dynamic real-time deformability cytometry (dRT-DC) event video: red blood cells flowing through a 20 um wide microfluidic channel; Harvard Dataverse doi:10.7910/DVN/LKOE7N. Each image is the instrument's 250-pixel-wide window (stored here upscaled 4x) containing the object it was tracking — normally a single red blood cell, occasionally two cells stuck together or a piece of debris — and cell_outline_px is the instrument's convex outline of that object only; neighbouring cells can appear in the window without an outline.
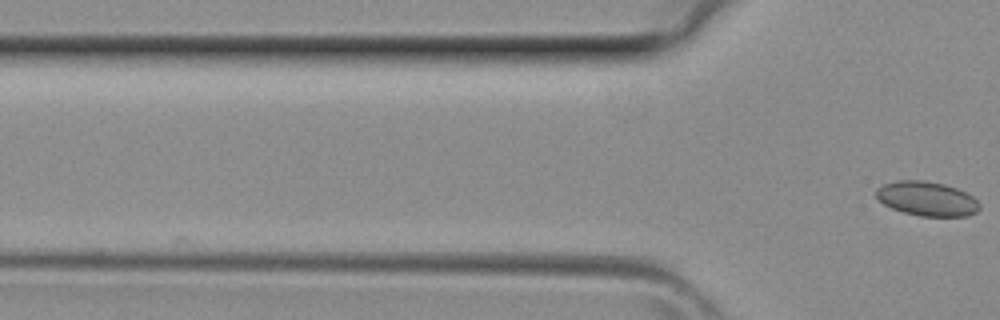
{"species": "common noctule bat (a hibernating species)", "species_latin": "Nyctalus noctula", "temperature_condition": "room temperature", "stored_images_in_passage": 4, "camera_frame_rate_fps": 3000, "um_per_image_px": 0.085, "animal": {"sex": "female", "body_mass_g": 29.2, "forearm_length_mm": 56.3}, "frame": {"image": 1, "passage_image": 4, "time_ms": 1.0, "image_size_px": [1000, 320], "cell_outline_px": [[980, 208], [976, 212], [964, 216], [920, 216], [904, 212], [892, 208], [884, 204], [876, 196], [876, 188], [884, 184], [896, 180], [924, 180], [944, 184], [956, 188], [972, 196], [980, 204]], "centroid_in_image_um": [78.77, 16.88], "position_along_channel_um": 47.0, "area_um2": 20.58}}